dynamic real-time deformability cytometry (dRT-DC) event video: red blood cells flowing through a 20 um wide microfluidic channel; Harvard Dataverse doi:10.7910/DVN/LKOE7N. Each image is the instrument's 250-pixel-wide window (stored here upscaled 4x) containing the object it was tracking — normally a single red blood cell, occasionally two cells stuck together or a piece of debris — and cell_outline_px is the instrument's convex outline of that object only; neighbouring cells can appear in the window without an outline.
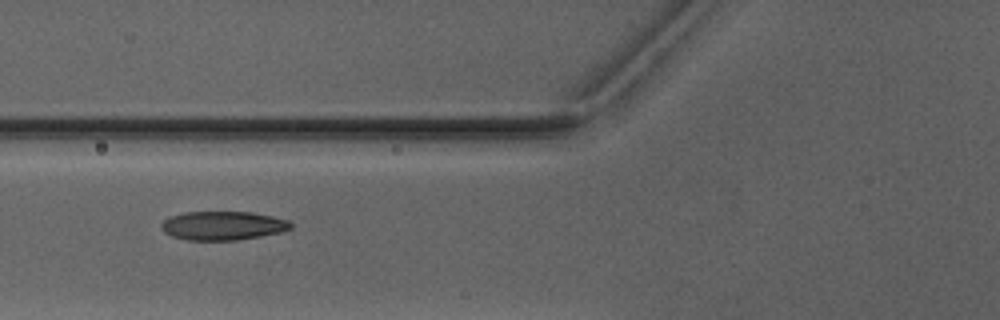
{"species": "Egyptian fruit bat (a non-hibernating species)", "species_latin": "Rousettus aegyptiacus", "temperature_condition": "warm", "stored_images_in_passage": 7, "camera_frame_rate_fps": 3000, "um_per_image_px": 0.085, "animal": {"sex": "male"}, "frame": {"image": 1, "passage_image": 7, "time_ms": 7.0, "image_size_px": [1000, 320], "cell_outline_px": [[292, 228], [280, 232], [260, 236], [236, 240], [188, 240], [172, 236], [164, 232], [160, 228], [160, 224], [164, 220], [172, 216], [184, 212], [252, 212], [272, 216], [288, 220], [292, 224]], "centroid_in_image_um": [18.93, 19.18], "position_along_channel_um": 106.9, "area_um2": 21.68}}